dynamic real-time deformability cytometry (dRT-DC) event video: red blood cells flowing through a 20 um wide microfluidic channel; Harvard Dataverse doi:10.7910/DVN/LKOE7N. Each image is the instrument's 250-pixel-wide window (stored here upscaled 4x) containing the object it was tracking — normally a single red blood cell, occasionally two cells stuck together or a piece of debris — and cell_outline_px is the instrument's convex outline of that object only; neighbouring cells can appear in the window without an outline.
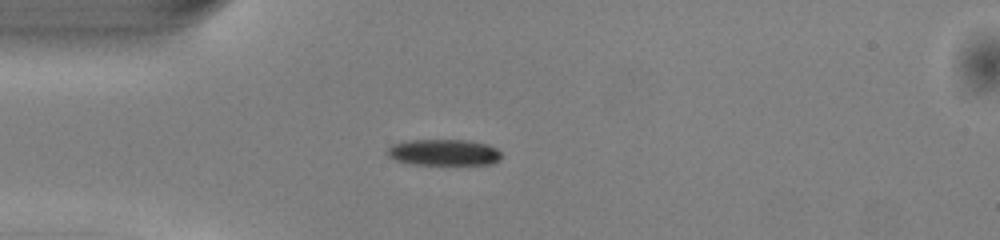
{"species": "common noctule bat (a hibernating species)", "species_latin": "Nyctalus noctula", "temperature_condition": "warm", "stored_images_in_passage": 38, "camera_frame_rate_fps": 3000, "um_per_image_px": 0.085, "animal": {"sex": "male", "body_mass_g": 13.0, "forearm_length_mm": 53.1}, "frame": {"image": 1, "passage_image": 1, "time_ms": 0.0, "image_size_px": [1000, 240], "cell_outline_px": [[500, 160], [492, 164], [412, 164], [396, 160], [388, 156], [388, 148], [392, 144], [404, 140], [468, 140], [488, 144], [496, 148], [500, 152]], "centroid_in_image_um": [37.72, 12.94], "position_along_channel_um": 47.3, "area_um2": 17.46}}
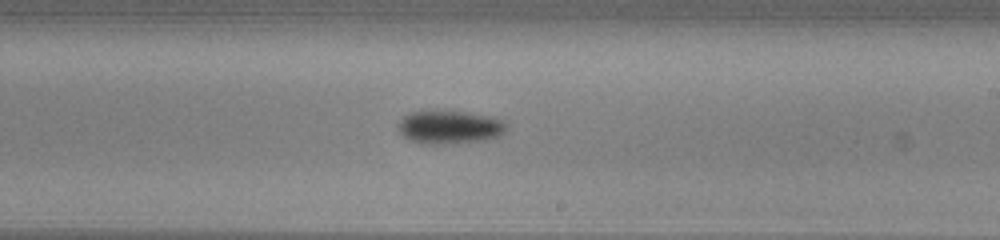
{"frame": {"image": 2, "passage_image": 17, "time_ms": 5.333, "image_size_px": [1000, 240], "cell_outline_px": [[504, 132], [500, 136], [484, 140], [444, 144], [420, 144], [408, 140], [400, 136], [396, 128], [400, 120], [404, 116], [412, 112], [432, 108], [464, 112], [492, 116], [500, 120], [504, 124]], "centroid_in_image_um": [38.1, 10.79], "position_along_channel_um": 250.9, "area_um2": 21.62}}
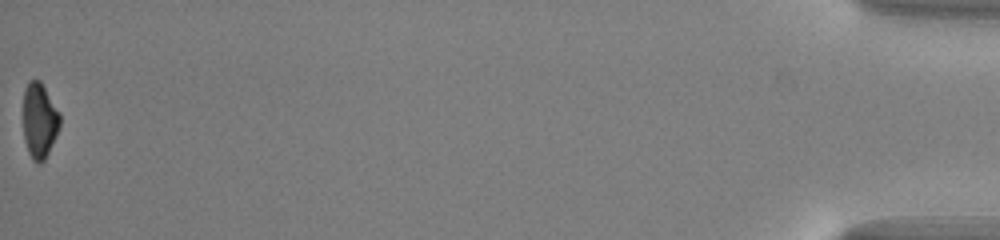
{"frame": {"image": 3, "passage_image": 38, "time_ms": 12.333, "image_size_px": [1000, 240], "cell_outline_px": [[60, 124], [56, 136], [44, 160], [40, 164], [36, 164], [32, 160], [28, 152], [24, 140], [24, 88], [32, 80], [40, 80], [60, 112]], "centroid_in_image_um": [3.36, 10.27], "position_along_channel_um": 431.8, "area_um2": 16.07}, "authors_computed_cell_mechanics": {"area_um2": 18.9873, "velocity_mm_per_s": 4.0975, "shape_relaxation_time_tau1_ms": 1.9528, "shape_relaxation_time_tau2_ms": null, "deformation_change_tau1": 0.1227, "deformation_change_tau2": null}}